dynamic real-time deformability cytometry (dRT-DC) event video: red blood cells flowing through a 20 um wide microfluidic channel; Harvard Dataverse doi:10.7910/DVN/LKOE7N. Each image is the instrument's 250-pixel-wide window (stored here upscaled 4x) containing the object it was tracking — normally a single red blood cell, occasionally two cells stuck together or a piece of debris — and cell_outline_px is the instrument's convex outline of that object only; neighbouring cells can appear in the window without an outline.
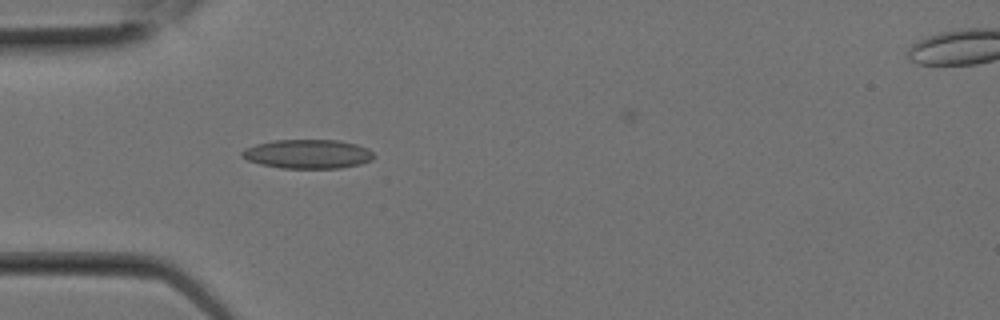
{"species": "Egyptian fruit bat (a non-hibernating species)", "species_latin": "Rousettus aegyptiacus", "temperature_condition": "room temperature", "stored_images_in_passage": 3, "camera_frame_rate_fps": 3000, "um_per_image_px": 0.085, "animal": {"sex": "female"}, "frame": {"image": 1, "passage_image": 2, "time_ms": 0.333, "image_size_px": [1000, 320], "cell_outline_px": [[376, 156], [372, 160], [360, 164], [340, 168], [280, 168], [260, 164], [248, 160], [240, 156], [240, 152], [244, 148], [256, 144], [276, 140], [340, 140], [356, 144], [368, 148]], "centroid_in_image_um": [26.16, 13.09], "position_along_channel_um": 58.8, "area_um2": 22.48}}